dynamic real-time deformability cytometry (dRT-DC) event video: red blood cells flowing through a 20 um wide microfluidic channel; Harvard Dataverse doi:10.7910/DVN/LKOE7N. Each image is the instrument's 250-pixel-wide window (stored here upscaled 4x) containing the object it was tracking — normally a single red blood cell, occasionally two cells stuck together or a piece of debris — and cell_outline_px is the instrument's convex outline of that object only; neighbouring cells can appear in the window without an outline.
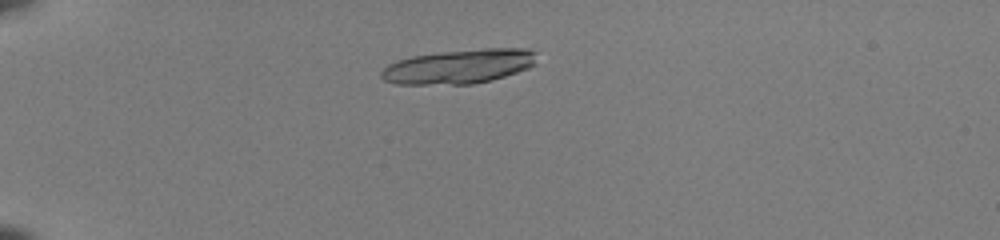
{"species": "common noctule bat (a hibernating species)", "species_latin": "Nyctalus noctula", "temperature_condition": "room temperature", "stored_images_in_passage": 17, "camera_frame_rate_fps": 3000, "um_per_image_px": 0.085, "animal": {"sex": "female", "body_mass_g": 22.0, "forearm_length_mm": 56.7}, "frame": {"image": 1, "passage_image": 10, "time_ms": 3.0, "image_size_px": [1000, 240], "cell_outline_px": [[536, 64], [528, 68], [492, 80], [472, 84], [396, 84], [384, 80], [380, 76], [380, 72], [388, 64], [396, 60], [412, 56], [440, 52], [484, 48], [528, 48], [536, 52]], "centroid_in_image_um": [39.02, 5.64], "position_along_channel_um": 46.0, "area_um2": 31.21}}